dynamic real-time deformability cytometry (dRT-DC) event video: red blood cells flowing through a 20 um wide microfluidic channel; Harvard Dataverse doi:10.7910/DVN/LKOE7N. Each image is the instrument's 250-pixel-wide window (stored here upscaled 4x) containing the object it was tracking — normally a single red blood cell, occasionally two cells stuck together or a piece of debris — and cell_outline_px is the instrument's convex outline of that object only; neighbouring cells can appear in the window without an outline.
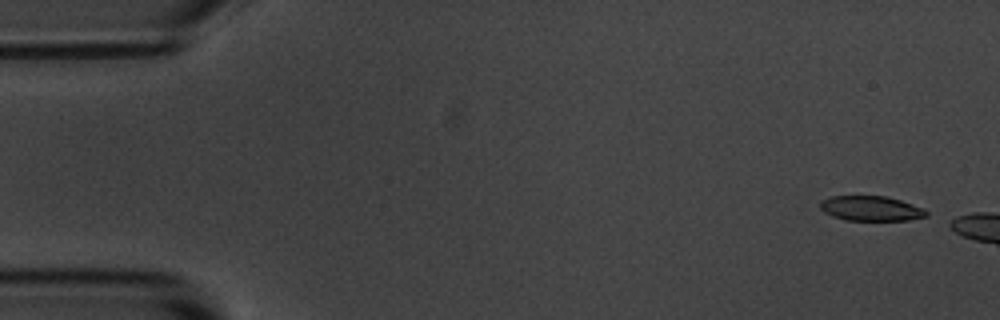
{"species": "common noctule bat (a hibernating species)", "species_latin": "Nyctalus noctula", "temperature_condition": "room temperature", "stored_images_in_passage": 2, "camera_frame_rate_fps": 3000, "um_per_image_px": 0.085, "animal": {"sex": "male", "body_mass_g": 20.1, "forearm_length_mm": 53.5}, "frame": {"image": 1, "passage_image": 1, "time_ms": 0.0, "image_size_px": [1000, 320], "cell_outline_px": [[928, 216], [908, 220], [844, 220], [832, 216], [824, 212], [820, 208], [820, 200], [832, 196], [888, 196], [924, 208], [928, 212]], "centroid_in_image_um": [74.03, 17.71], "position_along_channel_um": 11.0, "area_um2": 15.49}}